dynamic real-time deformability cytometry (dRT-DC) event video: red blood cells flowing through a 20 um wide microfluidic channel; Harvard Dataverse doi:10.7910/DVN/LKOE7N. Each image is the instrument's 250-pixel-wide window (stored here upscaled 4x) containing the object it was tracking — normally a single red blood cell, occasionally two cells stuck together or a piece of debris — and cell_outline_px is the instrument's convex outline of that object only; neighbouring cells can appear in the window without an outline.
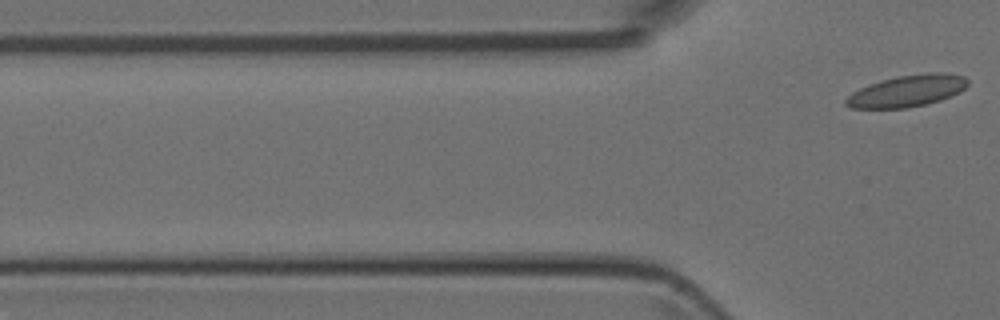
{"species": "Egyptian fruit bat (a non-hibernating species)", "species_latin": "Rousettus aegyptiacus", "temperature_condition": "room temperature", "stored_images_in_passage": 3, "camera_frame_rate_fps": 3000, "um_per_image_px": 0.085, "animal": {"sex": "female"}, "frame": {"image": 1, "passage_image": 3, "time_ms": 3.0, "image_size_px": [1000, 320], "cell_outline_px": [[968, 84], [960, 92], [940, 100], [908, 108], [852, 108], [844, 104], [844, 100], [852, 92], [868, 84], [896, 76], [928, 72], [944, 72], [964, 76], [968, 80]], "centroid_in_image_um": [77.1, 7.72], "position_along_channel_um": 48.7, "area_um2": 22.54}}